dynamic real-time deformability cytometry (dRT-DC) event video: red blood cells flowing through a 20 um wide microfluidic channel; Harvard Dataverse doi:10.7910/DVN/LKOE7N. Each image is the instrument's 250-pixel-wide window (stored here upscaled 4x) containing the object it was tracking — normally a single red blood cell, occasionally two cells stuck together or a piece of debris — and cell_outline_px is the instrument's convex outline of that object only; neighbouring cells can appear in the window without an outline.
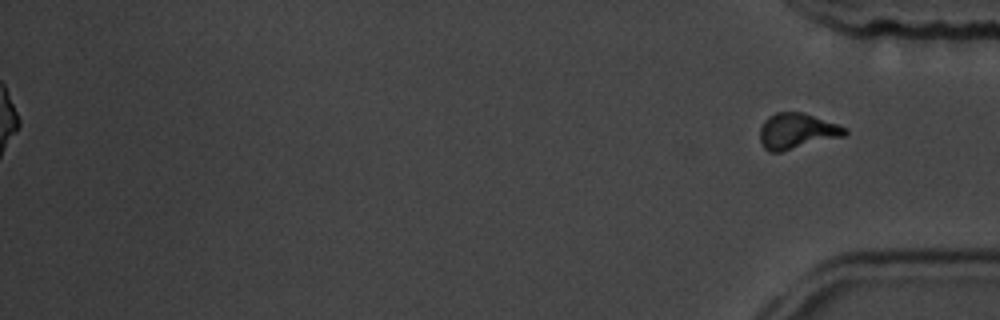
{"species": "common noctule bat (a hibernating species)", "species_latin": "Nyctalus noctula", "temperature_condition": "room temperature", "stored_images_in_passage": 56, "segment_of_instrument_passage": [2, 2], "camera_frame_rate_fps": 3000, "um_per_image_px": 0.085, "animal": {"sex": "male", "body_mass_g": 19.5, "forearm_length_mm": 54.6}, "frame": {"image": 1, "passage_image": 56, "time_ms": 18.333, "image_size_px": [1000, 320], "cell_outline_px": [[848, 132], [844, 136], [780, 152], [768, 152], [764, 148], [760, 140], [760, 128], [764, 120], [768, 116], [776, 112], [804, 112], [848, 128]], "centroid_in_image_um": [67.72, 11.14], "position_along_channel_um": 367.5, "area_um2": 17.74}}